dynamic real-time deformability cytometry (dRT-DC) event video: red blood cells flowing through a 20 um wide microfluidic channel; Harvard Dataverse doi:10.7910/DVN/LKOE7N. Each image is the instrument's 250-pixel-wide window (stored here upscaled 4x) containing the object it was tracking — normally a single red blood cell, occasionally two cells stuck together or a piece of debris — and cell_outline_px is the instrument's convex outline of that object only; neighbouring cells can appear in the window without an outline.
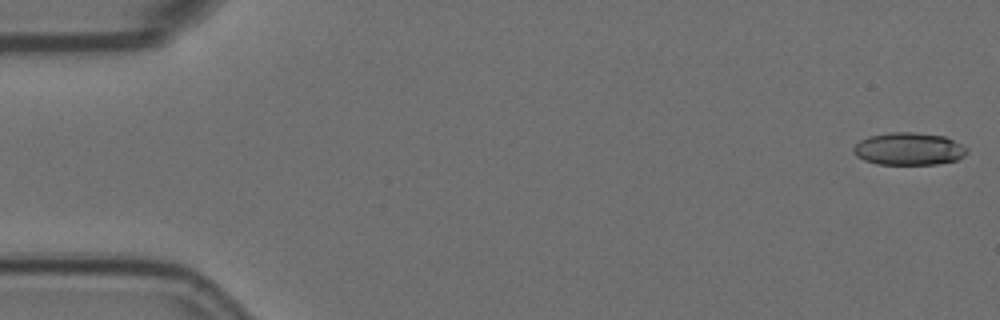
{"species": "Egyptian fruit bat (a non-hibernating species)", "species_latin": "Rousettus aegyptiacus", "temperature_condition": "room temperature", "stored_images_in_passage": 57, "camera_frame_rate_fps": 3000, "um_per_image_px": 0.085, "animal": {"sex": "female"}, "frame": {"image": 1, "passage_image": 1, "time_ms": 0.0, "image_size_px": [1000, 320], "cell_outline_px": [[968, 152], [964, 156], [956, 160], [936, 164], [876, 164], [864, 160], [856, 156], [852, 152], [852, 148], [860, 140], [868, 136], [888, 132], [916, 132], [944, 136], [968, 148]], "centroid_in_image_um": [77.22, 12.65], "position_along_channel_um": 7.8, "area_um2": 21.62}}
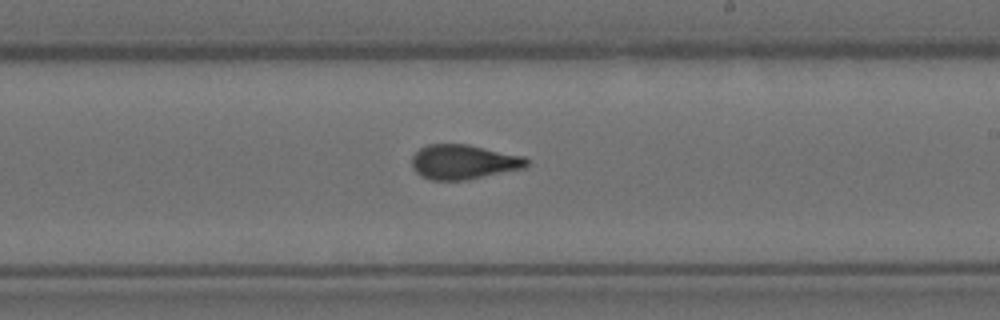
{"frame": {"image": 2, "passage_image": 33, "time_ms": 10.667, "image_size_px": [1000, 320], "cell_outline_px": [[528, 164], [524, 168], [468, 180], [432, 180], [420, 176], [412, 168], [412, 156], [420, 148], [428, 144], [468, 144], [524, 156], [528, 160]], "centroid_in_image_um": [39.39, 13.77], "position_along_channel_um": 249.6, "area_um2": 23.29}}
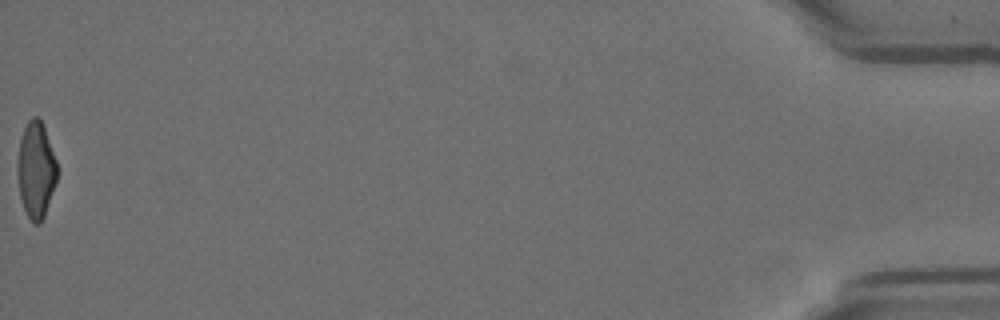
{"frame": {"image": 3, "passage_image": 57, "time_ms": 18.667, "image_size_px": [1000, 320], "cell_outline_px": [[56, 180], [44, 216], [40, 224], [32, 224], [24, 208], [20, 196], [16, 172], [16, 164], [20, 140], [24, 128], [28, 120], [32, 116], [36, 116], [40, 120], [44, 128], [56, 160]], "centroid_in_image_um": [3.02, 14.45], "position_along_channel_um": 432.2, "area_um2": 22.02}, "authors_computed_cell_mechanics": {"area_um2": 22.9466, "velocity_mm_per_s": 3.571, "shape_relaxation_time_tau1_ms": 6.5475, "shape_relaxation_time_tau2_ms": 1.1679, "deformation_change_tau1": 0.201, "deformation_change_tau2": 0.0753}}